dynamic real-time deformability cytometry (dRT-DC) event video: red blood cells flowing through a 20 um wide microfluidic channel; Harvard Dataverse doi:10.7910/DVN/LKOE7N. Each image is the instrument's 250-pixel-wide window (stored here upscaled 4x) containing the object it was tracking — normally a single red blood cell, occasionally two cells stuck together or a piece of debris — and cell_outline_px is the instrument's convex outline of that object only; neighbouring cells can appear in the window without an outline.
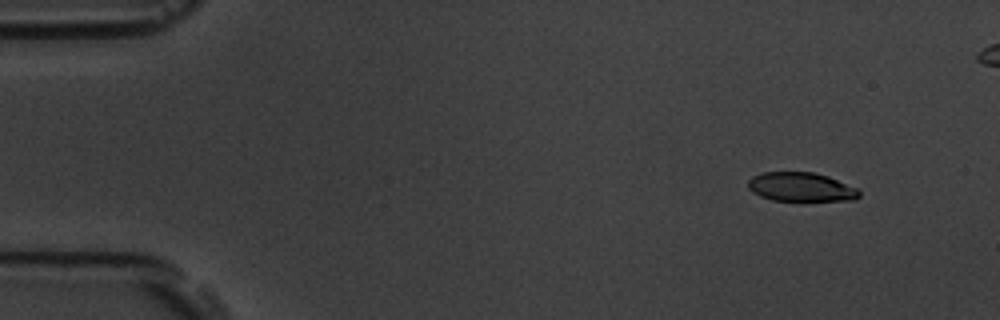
{"species": "common noctule bat (a hibernating species)", "species_latin": "Nyctalus noctula", "temperature_condition": "room temperature", "stored_images_in_passage": 53, "camera_frame_rate_fps": 3000, "um_per_image_px": 0.085, "animal": {"sex": "male", "body_mass_g": 19.5, "forearm_length_mm": 54.6}, "frame": {"image": 1, "passage_image": 5, "time_ms": 1.333, "image_size_px": [1000, 320], "cell_outline_px": [[860, 196], [856, 200], [772, 200], [760, 196], [752, 192], [748, 188], [748, 180], [752, 176], [760, 172], [816, 172], [828, 176], [860, 188]], "centroid_in_image_um": [68.11, 15.88], "position_along_channel_um": 16.9, "area_um2": 19.02}}
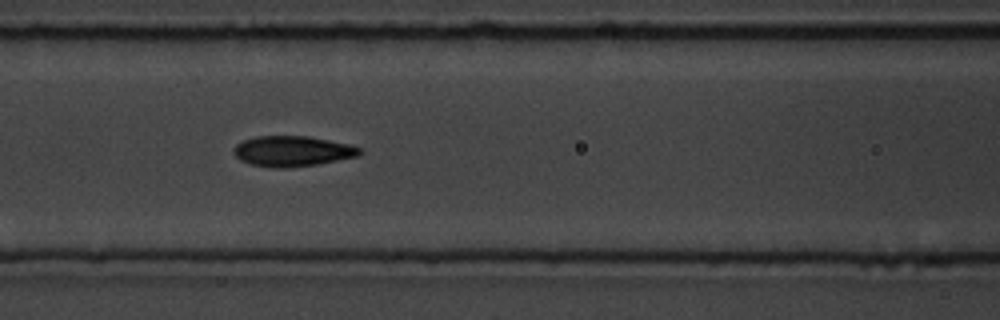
{"frame": {"image": 2, "passage_image": 24, "time_ms": 7.667, "image_size_px": [1000, 320], "cell_outline_px": [[360, 152], [356, 156], [316, 164], [288, 168], [272, 168], [252, 164], [240, 160], [232, 152], [236, 144], [244, 140], [256, 136], [308, 136], [352, 144], [360, 148]], "centroid_in_image_um": [24.82, 12.84], "position_along_channel_um": 141.8, "area_um2": 22.25}}
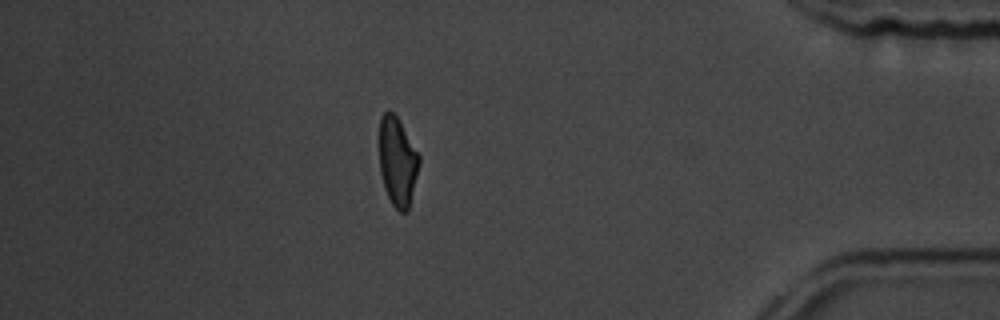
{"frame": {"image": 3, "passage_image": 49, "time_ms": 16.0, "image_size_px": [1000, 320], "cell_outline_px": [[420, 164], [408, 212], [400, 212], [392, 204], [384, 188], [380, 172], [380, 116], [388, 108], [396, 116], [420, 156]], "centroid_in_image_um": [33.79, 13.75], "position_along_channel_um": 401.4, "area_um2": 20.58}, "authors_computed_cell_mechanics": {"area_um2": 21.4438, "velocity_mm_per_s": 3.6039, "shape_relaxation_time_tau1_ms": 2.9401, "shape_relaxation_time_tau2_ms": 1.6363, "deformation_change_tau1": 0.1684, "deformation_change_tau2": 0.0849}}